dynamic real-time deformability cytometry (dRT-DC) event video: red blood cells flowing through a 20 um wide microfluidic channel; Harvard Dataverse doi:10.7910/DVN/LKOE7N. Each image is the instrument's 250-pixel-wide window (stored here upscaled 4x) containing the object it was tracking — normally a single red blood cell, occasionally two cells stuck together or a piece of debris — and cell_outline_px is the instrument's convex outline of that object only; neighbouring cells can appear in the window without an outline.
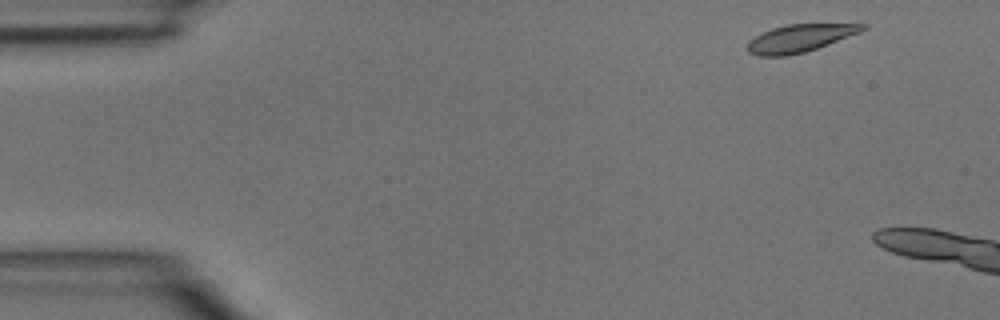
{"species": "common noctule bat (a hibernating species)", "species_latin": "Nyctalus noctula", "temperature_condition": "room temperature", "stored_images_in_passage": 3, "camera_frame_rate_fps": 3000, "um_per_image_px": 0.085, "animal": {"sex": "male", "body_mass_g": 15.6}, "frame": {"image": 1, "passage_image": 1, "time_ms": 0.0, "image_size_px": [1000, 320], "cell_outline_px": [[868, 28], [860, 32], [828, 44], [804, 52], [788, 56], [756, 56], [748, 52], [748, 40], [772, 28], [788, 24], [868, 24]], "centroid_in_image_um": [67.98, 3.25], "position_along_channel_um": 17.0, "area_um2": 18.38}}